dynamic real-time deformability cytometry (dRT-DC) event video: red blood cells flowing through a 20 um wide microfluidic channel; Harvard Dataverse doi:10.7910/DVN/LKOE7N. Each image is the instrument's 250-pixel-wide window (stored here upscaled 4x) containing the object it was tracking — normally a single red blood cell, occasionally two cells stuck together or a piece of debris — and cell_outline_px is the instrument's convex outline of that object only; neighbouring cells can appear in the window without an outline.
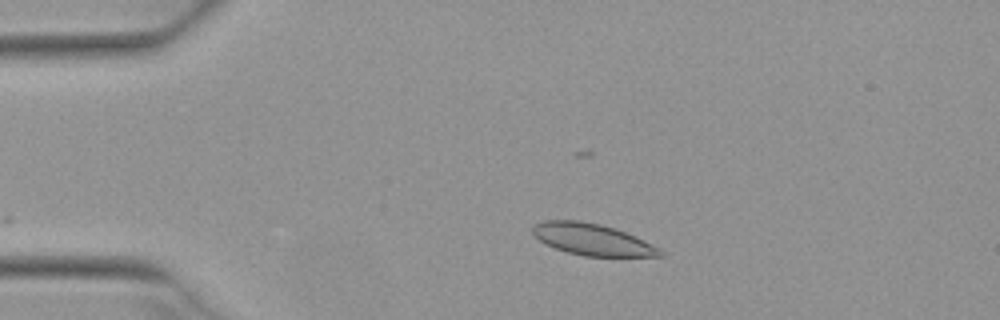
{"species": "Egyptian fruit bat (a non-hibernating species)", "species_latin": "Rousettus aegyptiacus", "temperature_condition": "warm", "stored_images_in_passage": 44, "camera_frame_rate_fps": 3000, "um_per_image_px": 0.085, "animal": {"sex": "female"}, "frame": {"image": 1, "passage_image": 2, "time_ms": 0.333, "image_size_px": [1000, 320], "cell_outline_px": [[664, 256], [584, 256], [568, 252], [556, 248], [540, 240], [532, 232], [532, 228], [536, 224], [544, 220], [580, 220], [600, 224], [616, 228], [636, 236], [660, 248], [664, 252]], "centroid_in_image_um": [50.39, 20.34], "position_along_channel_um": 34.6, "area_um2": 23.35}}
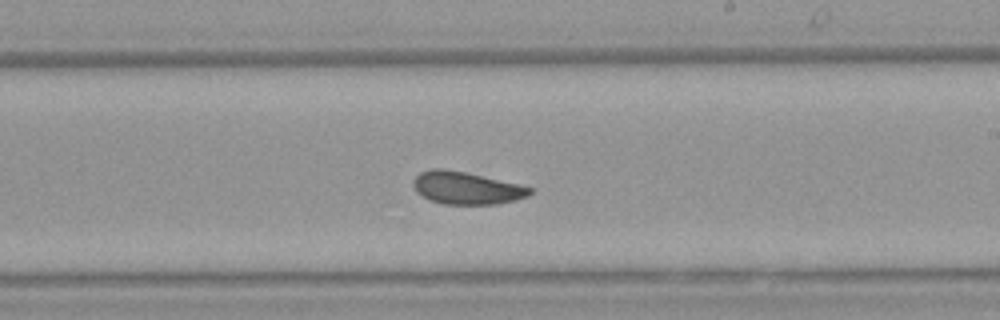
{"frame": {"image": 2, "passage_image": 22, "time_ms": 7.0, "image_size_px": [1000, 320], "cell_outline_px": [[532, 192], [528, 196], [516, 200], [496, 204], [444, 204], [428, 200], [416, 192], [412, 184], [412, 180], [420, 172], [432, 168], [444, 168], [464, 172], [520, 184], [532, 188]], "centroid_in_image_um": [39.61, 15.98], "position_along_channel_um": 249.4, "area_um2": 22.2}}
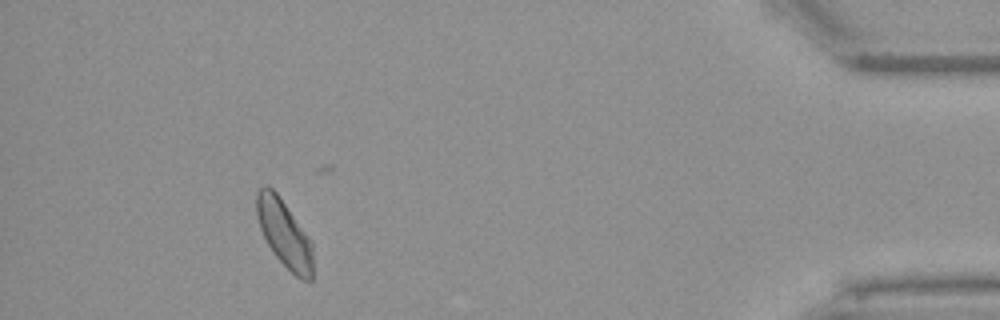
{"frame": {"image": 3, "passage_image": 39, "time_ms": 12.667, "image_size_px": [1000, 320], "cell_outline_px": [[312, 280], [300, 280], [276, 256], [268, 244], [260, 228], [256, 212], [256, 192], [264, 184], [268, 184], [276, 192], [312, 240]], "centroid_in_image_um": [24.16, 19.82], "position_along_channel_um": 411.0, "area_um2": 21.96}}